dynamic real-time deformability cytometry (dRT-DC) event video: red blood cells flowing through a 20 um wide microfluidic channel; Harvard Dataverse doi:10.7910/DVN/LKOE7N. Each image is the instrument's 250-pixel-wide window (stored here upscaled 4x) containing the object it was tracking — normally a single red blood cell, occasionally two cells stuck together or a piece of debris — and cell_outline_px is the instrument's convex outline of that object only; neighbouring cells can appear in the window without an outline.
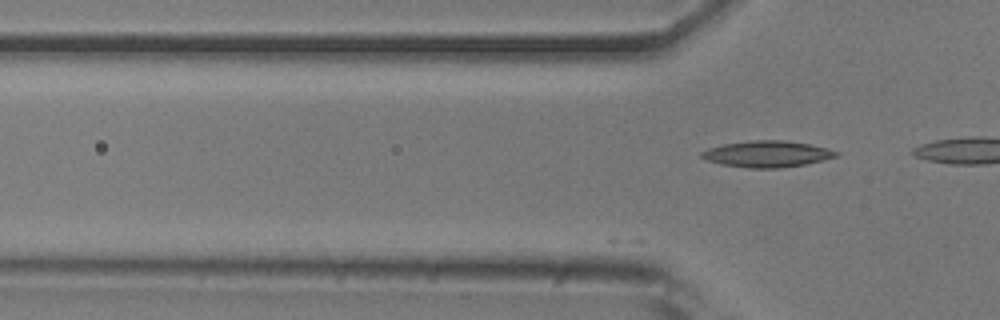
{"species": "common noctule bat (a hibernating species)", "species_latin": "Nyctalus noctula", "temperature_condition": "room temperature", "stored_images_in_passage": 2, "camera_frame_rate_fps": 3000, "um_per_image_px": 0.085, "animal": {"sex": "male", "body_mass_g": 20.5, "forearm_length_mm": 52.5}, "frame": {"image": 1, "passage_image": 2, "time_ms": 0.333, "image_size_px": [1000, 320], "cell_outline_px": [[840, 152], [836, 156], [804, 164], [780, 168], [748, 168], [720, 164], [708, 160], [700, 156], [700, 152], [708, 148], [724, 144], [752, 140], [784, 140], [812, 144], [828, 148]], "centroid_in_image_um": [65.19, 13.08], "position_along_channel_um": 60.6, "area_um2": 20.58}}